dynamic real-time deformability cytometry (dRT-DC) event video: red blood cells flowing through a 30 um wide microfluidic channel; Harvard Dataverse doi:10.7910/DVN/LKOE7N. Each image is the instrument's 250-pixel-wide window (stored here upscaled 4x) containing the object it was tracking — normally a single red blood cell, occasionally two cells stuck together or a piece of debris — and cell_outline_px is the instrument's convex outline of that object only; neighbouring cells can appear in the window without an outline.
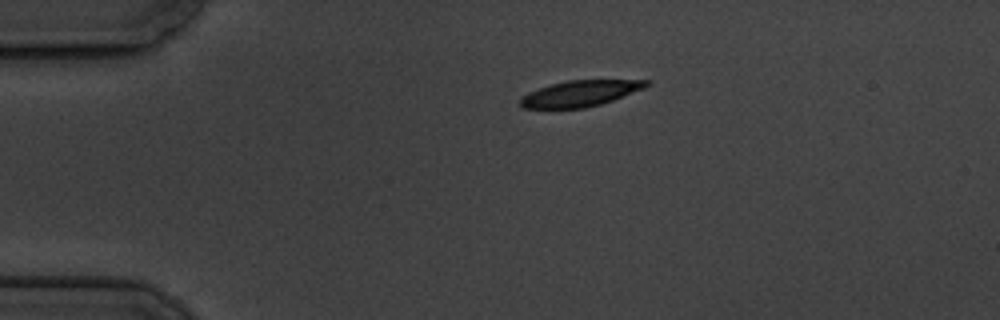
{"species": "common noctule bat (a hibernating species)", "species_latin": "Nyctalus noctula", "temperature_condition": "cold", "stored_images_in_passage": 9, "camera_frame_rate_fps": 3000, "um_per_image_px": 0.085, "animal": {"sex": "male", "body_mass_g": 19.5, "forearm_length_mm": 54.6}, "frame": {"image": 1, "passage_image": 1, "time_ms": 0.0, "image_size_px": [1000, 320], "cell_outline_px": [[652, 84], [644, 88], [612, 100], [600, 104], [584, 108], [520, 108], [520, 100], [528, 92], [552, 84], [568, 80], [648, 80]], "centroid_in_image_um": [49.32, 7.94], "position_along_channel_um": 35.7, "area_um2": 18.84}}
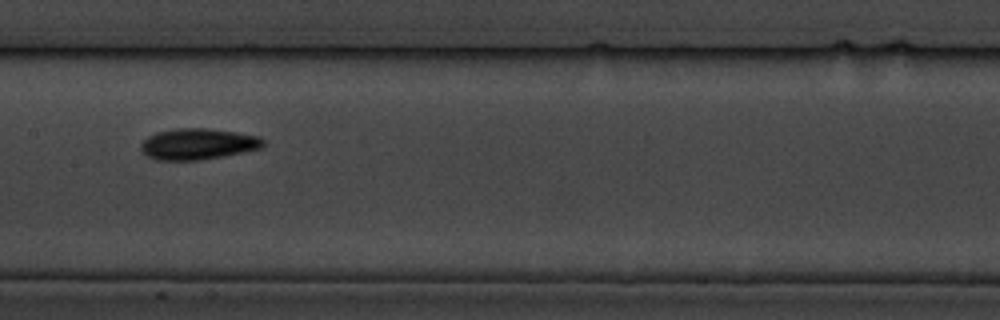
{"frame": {"image": 2, "passage_image": 6, "time_ms": 5.667, "image_size_px": [1000, 320], "cell_outline_px": [[264, 144], [260, 148], [224, 156], [200, 160], [156, 160], [148, 156], [140, 148], [140, 144], [148, 136], [156, 132], [176, 128], [208, 128], [236, 132], [260, 136], [264, 140]], "centroid_in_image_um": [16.81, 12.23], "position_along_channel_um": 190.6, "area_um2": 22.2}}
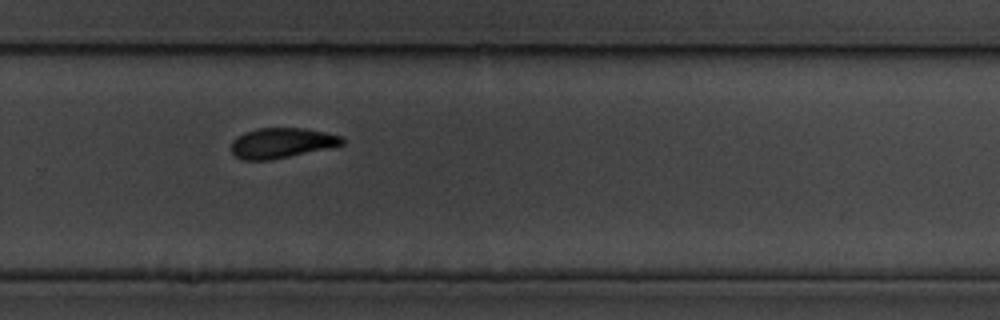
{"frame": {"image": 3, "passage_image": 9, "time_ms": 9.0, "image_size_px": [1000, 320], "cell_outline_px": [[344, 144], [272, 160], [244, 160], [236, 156], [232, 152], [232, 140], [244, 132], [256, 128], [304, 128], [324, 132], [340, 136], [344, 140]], "centroid_in_image_um": [23.9, 12.15], "position_along_channel_um": 305.9, "area_um2": 19.31}}